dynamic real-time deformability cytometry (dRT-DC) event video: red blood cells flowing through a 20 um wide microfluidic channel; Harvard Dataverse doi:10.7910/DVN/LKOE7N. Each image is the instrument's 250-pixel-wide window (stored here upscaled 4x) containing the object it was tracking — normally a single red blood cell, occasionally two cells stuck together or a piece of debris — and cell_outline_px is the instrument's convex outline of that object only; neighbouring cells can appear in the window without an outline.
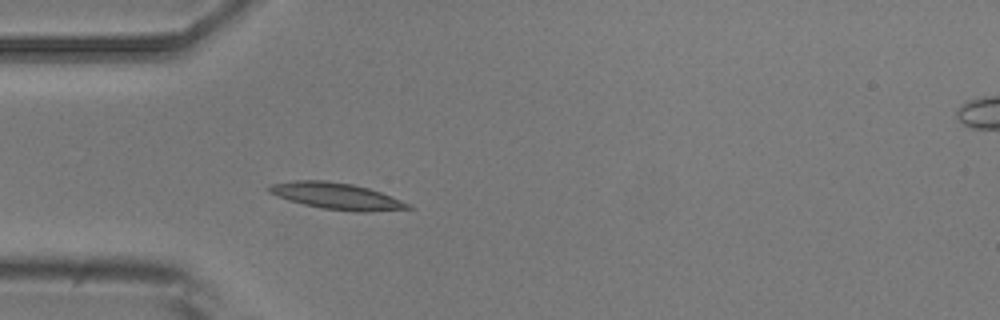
{"species": "common noctule bat (a hibernating species)", "species_latin": "Nyctalus noctula", "temperature_condition": "room temperature", "stored_images_in_passage": 5, "camera_frame_rate_fps": 3000, "um_per_image_px": 0.085, "animal": {"sex": "male", "body_mass_g": 20.5, "forearm_length_mm": 52.5}, "frame": {"image": 1, "passage_image": 4, "time_ms": 4.333, "image_size_px": [1000, 320], "cell_outline_px": [[412, 208], [372, 212], [352, 212], [320, 208], [288, 200], [276, 196], [268, 192], [264, 188], [268, 184], [292, 180], [324, 180], [352, 184], [368, 188], [380, 192], [412, 204]], "centroid_in_image_um": [28.55, 16.67], "position_along_channel_um": 56.4, "area_um2": 21.79}}